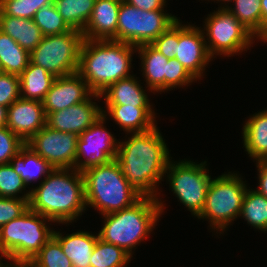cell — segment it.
<instances>
[{
	"mask_svg": "<svg viewBox=\"0 0 267 267\" xmlns=\"http://www.w3.org/2000/svg\"><path fill=\"white\" fill-rule=\"evenodd\" d=\"M159 131L156 125L146 132L132 133L127 141L119 142L115 157L121 173L142 197L158 198L156 186L171 160Z\"/></svg>",
	"mask_w": 267,
	"mask_h": 267,
	"instance_id": "1",
	"label": "cell"
},
{
	"mask_svg": "<svg viewBox=\"0 0 267 267\" xmlns=\"http://www.w3.org/2000/svg\"><path fill=\"white\" fill-rule=\"evenodd\" d=\"M28 204L51 222L72 223L86 209L82 172L75 168L53 169L39 187L32 188Z\"/></svg>",
	"mask_w": 267,
	"mask_h": 267,
	"instance_id": "2",
	"label": "cell"
},
{
	"mask_svg": "<svg viewBox=\"0 0 267 267\" xmlns=\"http://www.w3.org/2000/svg\"><path fill=\"white\" fill-rule=\"evenodd\" d=\"M133 52L136 46L125 42L84 39L77 72L94 93L101 94L112 83L131 76Z\"/></svg>",
	"mask_w": 267,
	"mask_h": 267,
	"instance_id": "3",
	"label": "cell"
},
{
	"mask_svg": "<svg viewBox=\"0 0 267 267\" xmlns=\"http://www.w3.org/2000/svg\"><path fill=\"white\" fill-rule=\"evenodd\" d=\"M163 207L158 198L141 197L128 208L102 215L105 219L98 233L99 239L122 248L132 257V249L149 236Z\"/></svg>",
	"mask_w": 267,
	"mask_h": 267,
	"instance_id": "4",
	"label": "cell"
},
{
	"mask_svg": "<svg viewBox=\"0 0 267 267\" xmlns=\"http://www.w3.org/2000/svg\"><path fill=\"white\" fill-rule=\"evenodd\" d=\"M82 175L86 206L96 208L102 215L128 208L142 197L121 173L115 159L90 167Z\"/></svg>",
	"mask_w": 267,
	"mask_h": 267,
	"instance_id": "5",
	"label": "cell"
},
{
	"mask_svg": "<svg viewBox=\"0 0 267 267\" xmlns=\"http://www.w3.org/2000/svg\"><path fill=\"white\" fill-rule=\"evenodd\" d=\"M47 217L28 208L19 217L0 227V254L12 263L28 264L53 236ZM0 257V258H1Z\"/></svg>",
	"mask_w": 267,
	"mask_h": 267,
	"instance_id": "6",
	"label": "cell"
},
{
	"mask_svg": "<svg viewBox=\"0 0 267 267\" xmlns=\"http://www.w3.org/2000/svg\"><path fill=\"white\" fill-rule=\"evenodd\" d=\"M229 172L211 179L199 219H209L213 229L223 232L241 213L247 186L239 175Z\"/></svg>",
	"mask_w": 267,
	"mask_h": 267,
	"instance_id": "7",
	"label": "cell"
},
{
	"mask_svg": "<svg viewBox=\"0 0 267 267\" xmlns=\"http://www.w3.org/2000/svg\"><path fill=\"white\" fill-rule=\"evenodd\" d=\"M83 41V33L74 29L44 36L30 53V62L43 67L55 77L76 73Z\"/></svg>",
	"mask_w": 267,
	"mask_h": 267,
	"instance_id": "8",
	"label": "cell"
},
{
	"mask_svg": "<svg viewBox=\"0 0 267 267\" xmlns=\"http://www.w3.org/2000/svg\"><path fill=\"white\" fill-rule=\"evenodd\" d=\"M164 10L146 11L121 1L116 29V41L134 46L151 44L178 18Z\"/></svg>",
	"mask_w": 267,
	"mask_h": 267,
	"instance_id": "9",
	"label": "cell"
},
{
	"mask_svg": "<svg viewBox=\"0 0 267 267\" xmlns=\"http://www.w3.org/2000/svg\"><path fill=\"white\" fill-rule=\"evenodd\" d=\"M206 46L210 56L241 53L249 48L255 36L224 6L205 19Z\"/></svg>",
	"mask_w": 267,
	"mask_h": 267,
	"instance_id": "10",
	"label": "cell"
},
{
	"mask_svg": "<svg viewBox=\"0 0 267 267\" xmlns=\"http://www.w3.org/2000/svg\"><path fill=\"white\" fill-rule=\"evenodd\" d=\"M206 171V161L197 164L184 160L174 164L170 160L165 172L169 174L167 177L173 193L195 216L203 210L211 181V176Z\"/></svg>",
	"mask_w": 267,
	"mask_h": 267,
	"instance_id": "11",
	"label": "cell"
},
{
	"mask_svg": "<svg viewBox=\"0 0 267 267\" xmlns=\"http://www.w3.org/2000/svg\"><path fill=\"white\" fill-rule=\"evenodd\" d=\"M102 111L103 116L79 135L75 158V169L79 172L106 164L117 156L119 142L104 128L107 112Z\"/></svg>",
	"mask_w": 267,
	"mask_h": 267,
	"instance_id": "12",
	"label": "cell"
},
{
	"mask_svg": "<svg viewBox=\"0 0 267 267\" xmlns=\"http://www.w3.org/2000/svg\"><path fill=\"white\" fill-rule=\"evenodd\" d=\"M79 136L45 125L26 145L54 168H75Z\"/></svg>",
	"mask_w": 267,
	"mask_h": 267,
	"instance_id": "13",
	"label": "cell"
},
{
	"mask_svg": "<svg viewBox=\"0 0 267 267\" xmlns=\"http://www.w3.org/2000/svg\"><path fill=\"white\" fill-rule=\"evenodd\" d=\"M176 21V55L178 60L188 72L200 79L208 62L211 61L205 39L204 30L192 25H182Z\"/></svg>",
	"mask_w": 267,
	"mask_h": 267,
	"instance_id": "14",
	"label": "cell"
},
{
	"mask_svg": "<svg viewBox=\"0 0 267 267\" xmlns=\"http://www.w3.org/2000/svg\"><path fill=\"white\" fill-rule=\"evenodd\" d=\"M90 97L101 98L94 93L76 72L66 76L56 77L51 88L42 100L45 115L51 112L67 109L72 105L84 102Z\"/></svg>",
	"mask_w": 267,
	"mask_h": 267,
	"instance_id": "15",
	"label": "cell"
},
{
	"mask_svg": "<svg viewBox=\"0 0 267 267\" xmlns=\"http://www.w3.org/2000/svg\"><path fill=\"white\" fill-rule=\"evenodd\" d=\"M46 125L42 102L19 98L8 107L6 127L27 143Z\"/></svg>",
	"mask_w": 267,
	"mask_h": 267,
	"instance_id": "16",
	"label": "cell"
},
{
	"mask_svg": "<svg viewBox=\"0 0 267 267\" xmlns=\"http://www.w3.org/2000/svg\"><path fill=\"white\" fill-rule=\"evenodd\" d=\"M102 116V108L90 97L88 100L72 105L67 109L48 113L46 125L60 132L73 133L79 136Z\"/></svg>",
	"mask_w": 267,
	"mask_h": 267,
	"instance_id": "17",
	"label": "cell"
},
{
	"mask_svg": "<svg viewBox=\"0 0 267 267\" xmlns=\"http://www.w3.org/2000/svg\"><path fill=\"white\" fill-rule=\"evenodd\" d=\"M121 1L95 0L91 18L82 32L84 39L116 41V29Z\"/></svg>",
	"mask_w": 267,
	"mask_h": 267,
	"instance_id": "18",
	"label": "cell"
},
{
	"mask_svg": "<svg viewBox=\"0 0 267 267\" xmlns=\"http://www.w3.org/2000/svg\"><path fill=\"white\" fill-rule=\"evenodd\" d=\"M141 58L143 76L149 89L156 92L168 91V58L151 44L136 46Z\"/></svg>",
	"mask_w": 267,
	"mask_h": 267,
	"instance_id": "19",
	"label": "cell"
},
{
	"mask_svg": "<svg viewBox=\"0 0 267 267\" xmlns=\"http://www.w3.org/2000/svg\"><path fill=\"white\" fill-rule=\"evenodd\" d=\"M100 96L105 97V105L151 107L145 90L133 75L112 83Z\"/></svg>",
	"mask_w": 267,
	"mask_h": 267,
	"instance_id": "20",
	"label": "cell"
},
{
	"mask_svg": "<svg viewBox=\"0 0 267 267\" xmlns=\"http://www.w3.org/2000/svg\"><path fill=\"white\" fill-rule=\"evenodd\" d=\"M53 237L60 243L73 267H90V257L99 238L98 235L87 231H78L63 236L62 233L54 231Z\"/></svg>",
	"mask_w": 267,
	"mask_h": 267,
	"instance_id": "21",
	"label": "cell"
},
{
	"mask_svg": "<svg viewBox=\"0 0 267 267\" xmlns=\"http://www.w3.org/2000/svg\"><path fill=\"white\" fill-rule=\"evenodd\" d=\"M114 121L127 133H141L156 126L152 107H134L126 105H106Z\"/></svg>",
	"mask_w": 267,
	"mask_h": 267,
	"instance_id": "22",
	"label": "cell"
},
{
	"mask_svg": "<svg viewBox=\"0 0 267 267\" xmlns=\"http://www.w3.org/2000/svg\"><path fill=\"white\" fill-rule=\"evenodd\" d=\"M0 30L31 53L44 35L33 19L12 17L0 11Z\"/></svg>",
	"mask_w": 267,
	"mask_h": 267,
	"instance_id": "23",
	"label": "cell"
},
{
	"mask_svg": "<svg viewBox=\"0 0 267 267\" xmlns=\"http://www.w3.org/2000/svg\"><path fill=\"white\" fill-rule=\"evenodd\" d=\"M242 131L245 151L256 162L263 160L267 156V110L253 114Z\"/></svg>",
	"mask_w": 267,
	"mask_h": 267,
	"instance_id": "24",
	"label": "cell"
},
{
	"mask_svg": "<svg viewBox=\"0 0 267 267\" xmlns=\"http://www.w3.org/2000/svg\"><path fill=\"white\" fill-rule=\"evenodd\" d=\"M19 78L20 98L42 102L56 77L43 67L29 62Z\"/></svg>",
	"mask_w": 267,
	"mask_h": 267,
	"instance_id": "25",
	"label": "cell"
},
{
	"mask_svg": "<svg viewBox=\"0 0 267 267\" xmlns=\"http://www.w3.org/2000/svg\"><path fill=\"white\" fill-rule=\"evenodd\" d=\"M9 163L14 171L20 175L26 186L42 176L49 175L54 169L47 160L36 154L26 144Z\"/></svg>",
	"mask_w": 267,
	"mask_h": 267,
	"instance_id": "26",
	"label": "cell"
},
{
	"mask_svg": "<svg viewBox=\"0 0 267 267\" xmlns=\"http://www.w3.org/2000/svg\"><path fill=\"white\" fill-rule=\"evenodd\" d=\"M30 62V53L0 30V63L2 72L20 75Z\"/></svg>",
	"mask_w": 267,
	"mask_h": 267,
	"instance_id": "27",
	"label": "cell"
},
{
	"mask_svg": "<svg viewBox=\"0 0 267 267\" xmlns=\"http://www.w3.org/2000/svg\"><path fill=\"white\" fill-rule=\"evenodd\" d=\"M95 0H54L58 13L67 25L83 32L91 18Z\"/></svg>",
	"mask_w": 267,
	"mask_h": 267,
	"instance_id": "28",
	"label": "cell"
},
{
	"mask_svg": "<svg viewBox=\"0 0 267 267\" xmlns=\"http://www.w3.org/2000/svg\"><path fill=\"white\" fill-rule=\"evenodd\" d=\"M234 2L235 7L224 6L255 37L262 35V10L260 0H225Z\"/></svg>",
	"mask_w": 267,
	"mask_h": 267,
	"instance_id": "29",
	"label": "cell"
},
{
	"mask_svg": "<svg viewBox=\"0 0 267 267\" xmlns=\"http://www.w3.org/2000/svg\"><path fill=\"white\" fill-rule=\"evenodd\" d=\"M239 216L254 228L267 231V198L256 190L247 189Z\"/></svg>",
	"mask_w": 267,
	"mask_h": 267,
	"instance_id": "30",
	"label": "cell"
},
{
	"mask_svg": "<svg viewBox=\"0 0 267 267\" xmlns=\"http://www.w3.org/2000/svg\"><path fill=\"white\" fill-rule=\"evenodd\" d=\"M131 256L122 248L97 239L90 257V267H125Z\"/></svg>",
	"mask_w": 267,
	"mask_h": 267,
	"instance_id": "31",
	"label": "cell"
},
{
	"mask_svg": "<svg viewBox=\"0 0 267 267\" xmlns=\"http://www.w3.org/2000/svg\"><path fill=\"white\" fill-rule=\"evenodd\" d=\"M30 267H73L60 243L52 236L28 263Z\"/></svg>",
	"mask_w": 267,
	"mask_h": 267,
	"instance_id": "32",
	"label": "cell"
},
{
	"mask_svg": "<svg viewBox=\"0 0 267 267\" xmlns=\"http://www.w3.org/2000/svg\"><path fill=\"white\" fill-rule=\"evenodd\" d=\"M33 21L44 36L62 34L71 30L63 17L58 13L54 3L40 8L35 13Z\"/></svg>",
	"mask_w": 267,
	"mask_h": 267,
	"instance_id": "33",
	"label": "cell"
},
{
	"mask_svg": "<svg viewBox=\"0 0 267 267\" xmlns=\"http://www.w3.org/2000/svg\"><path fill=\"white\" fill-rule=\"evenodd\" d=\"M26 187L10 163L0 164V197L29 199L30 191L24 193L22 197L18 196Z\"/></svg>",
	"mask_w": 267,
	"mask_h": 267,
	"instance_id": "34",
	"label": "cell"
},
{
	"mask_svg": "<svg viewBox=\"0 0 267 267\" xmlns=\"http://www.w3.org/2000/svg\"><path fill=\"white\" fill-rule=\"evenodd\" d=\"M54 0H0V11L12 17L33 19L35 13Z\"/></svg>",
	"mask_w": 267,
	"mask_h": 267,
	"instance_id": "35",
	"label": "cell"
},
{
	"mask_svg": "<svg viewBox=\"0 0 267 267\" xmlns=\"http://www.w3.org/2000/svg\"><path fill=\"white\" fill-rule=\"evenodd\" d=\"M25 144L6 126L0 127V164L9 163Z\"/></svg>",
	"mask_w": 267,
	"mask_h": 267,
	"instance_id": "36",
	"label": "cell"
},
{
	"mask_svg": "<svg viewBox=\"0 0 267 267\" xmlns=\"http://www.w3.org/2000/svg\"><path fill=\"white\" fill-rule=\"evenodd\" d=\"M20 98V78L18 75L0 72V105L9 107Z\"/></svg>",
	"mask_w": 267,
	"mask_h": 267,
	"instance_id": "37",
	"label": "cell"
},
{
	"mask_svg": "<svg viewBox=\"0 0 267 267\" xmlns=\"http://www.w3.org/2000/svg\"><path fill=\"white\" fill-rule=\"evenodd\" d=\"M29 199L0 197V227L19 217L28 208Z\"/></svg>",
	"mask_w": 267,
	"mask_h": 267,
	"instance_id": "38",
	"label": "cell"
},
{
	"mask_svg": "<svg viewBox=\"0 0 267 267\" xmlns=\"http://www.w3.org/2000/svg\"><path fill=\"white\" fill-rule=\"evenodd\" d=\"M196 80L186 68L175 58L168 60V90L174 87L187 86Z\"/></svg>",
	"mask_w": 267,
	"mask_h": 267,
	"instance_id": "39",
	"label": "cell"
},
{
	"mask_svg": "<svg viewBox=\"0 0 267 267\" xmlns=\"http://www.w3.org/2000/svg\"><path fill=\"white\" fill-rule=\"evenodd\" d=\"M151 45L168 59L176 55V22L159 35Z\"/></svg>",
	"mask_w": 267,
	"mask_h": 267,
	"instance_id": "40",
	"label": "cell"
},
{
	"mask_svg": "<svg viewBox=\"0 0 267 267\" xmlns=\"http://www.w3.org/2000/svg\"><path fill=\"white\" fill-rule=\"evenodd\" d=\"M128 4L146 11L164 10L166 0H124Z\"/></svg>",
	"mask_w": 267,
	"mask_h": 267,
	"instance_id": "41",
	"label": "cell"
},
{
	"mask_svg": "<svg viewBox=\"0 0 267 267\" xmlns=\"http://www.w3.org/2000/svg\"><path fill=\"white\" fill-rule=\"evenodd\" d=\"M256 164L259 172V188H257L256 191L267 198V166H265L261 161H257Z\"/></svg>",
	"mask_w": 267,
	"mask_h": 267,
	"instance_id": "42",
	"label": "cell"
},
{
	"mask_svg": "<svg viewBox=\"0 0 267 267\" xmlns=\"http://www.w3.org/2000/svg\"><path fill=\"white\" fill-rule=\"evenodd\" d=\"M260 1L262 10V34H263L267 26V0H260Z\"/></svg>",
	"mask_w": 267,
	"mask_h": 267,
	"instance_id": "43",
	"label": "cell"
},
{
	"mask_svg": "<svg viewBox=\"0 0 267 267\" xmlns=\"http://www.w3.org/2000/svg\"><path fill=\"white\" fill-rule=\"evenodd\" d=\"M7 115H8V108L0 105V127L6 126Z\"/></svg>",
	"mask_w": 267,
	"mask_h": 267,
	"instance_id": "44",
	"label": "cell"
},
{
	"mask_svg": "<svg viewBox=\"0 0 267 267\" xmlns=\"http://www.w3.org/2000/svg\"><path fill=\"white\" fill-rule=\"evenodd\" d=\"M7 267H30L28 264L23 263H10Z\"/></svg>",
	"mask_w": 267,
	"mask_h": 267,
	"instance_id": "45",
	"label": "cell"
},
{
	"mask_svg": "<svg viewBox=\"0 0 267 267\" xmlns=\"http://www.w3.org/2000/svg\"><path fill=\"white\" fill-rule=\"evenodd\" d=\"M258 39H260L261 41H264V43L267 42V26H266L264 33Z\"/></svg>",
	"mask_w": 267,
	"mask_h": 267,
	"instance_id": "46",
	"label": "cell"
},
{
	"mask_svg": "<svg viewBox=\"0 0 267 267\" xmlns=\"http://www.w3.org/2000/svg\"><path fill=\"white\" fill-rule=\"evenodd\" d=\"M0 259L2 260V258H0ZM1 260H0V267H7V266L9 265V263H7V264H6V263H4V264H5V265H4V264L2 263V261H1Z\"/></svg>",
	"mask_w": 267,
	"mask_h": 267,
	"instance_id": "47",
	"label": "cell"
},
{
	"mask_svg": "<svg viewBox=\"0 0 267 267\" xmlns=\"http://www.w3.org/2000/svg\"><path fill=\"white\" fill-rule=\"evenodd\" d=\"M261 162H262L265 166H267V156H266L263 160H261Z\"/></svg>",
	"mask_w": 267,
	"mask_h": 267,
	"instance_id": "48",
	"label": "cell"
}]
</instances>
